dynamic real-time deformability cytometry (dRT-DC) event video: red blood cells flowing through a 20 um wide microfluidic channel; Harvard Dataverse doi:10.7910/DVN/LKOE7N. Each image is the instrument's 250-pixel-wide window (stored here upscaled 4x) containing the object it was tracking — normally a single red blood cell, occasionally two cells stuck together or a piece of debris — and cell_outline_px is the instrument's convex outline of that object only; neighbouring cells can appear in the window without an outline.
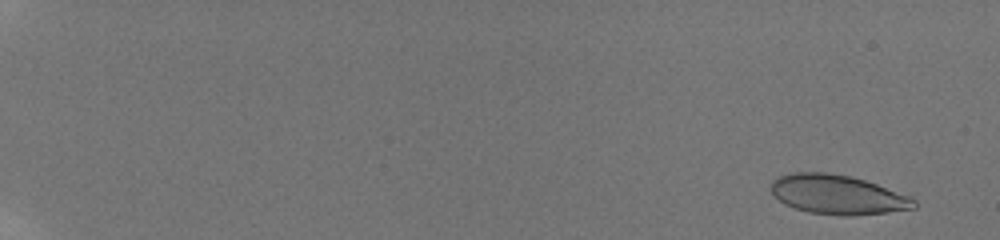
{"species": "human", "species_latin": "Homo sapiens", "temperature_condition": "room temperature", "stored_images_in_passage": 21, "camera_frame_rate_fps": 3000, "um_per_image_px": 0.085, "donor": {"sex": "male"}, "frame": {"image": 1, "passage_image": 2, "time_ms": 0.333, "image_size_px": [1000, 240], "cell_outline_px": [[916, 208], [888, 212], [852, 216], [844, 216], [808, 212], [784, 204], [768, 188], [772, 180], [780, 176], [792, 172], [828, 172], [852, 176], [912, 196], [916, 200]], "centroid_in_image_um": [71.2, 16.54], "position_along_channel_um": 13.8, "area_um2": 33.06}}
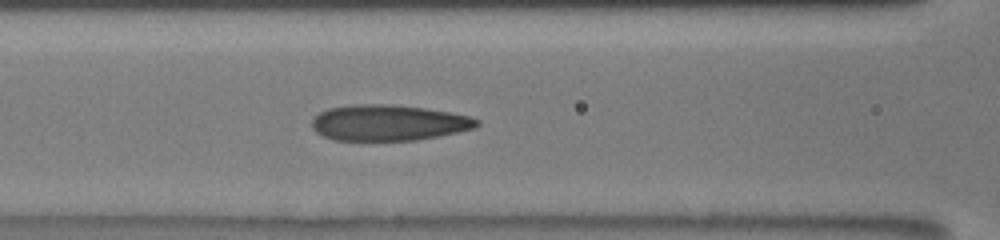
{"frame": {"image": 2, "passage_image": 13, "time_ms": 9.0, "image_size_px": [1000, 240], "cell_outline_px": [[480, 124], [476, 128], [416, 140], [332, 140], [316, 132], [312, 128], [312, 120], [320, 112], [328, 108], [356, 104], [388, 104], [424, 108], [448, 112], [468, 116], [480, 120]], "centroid_in_image_um": [33.01, 10.43], "position_along_channel_um": 133.6, "area_um2": 34.28}}
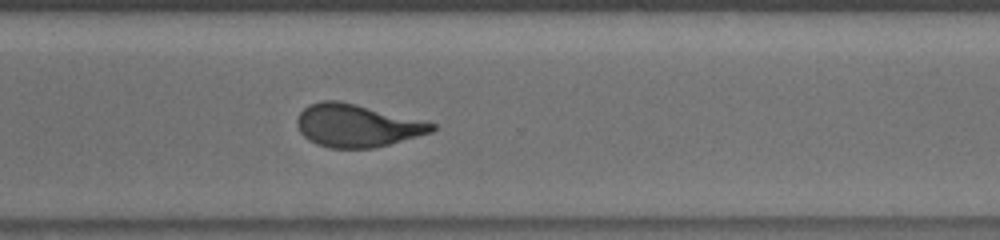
{"frame": {"image": 3, "passage_image": 21, "time_ms": 14.333, "image_size_px": [1000, 240], "cell_outline_px": [[436, 128], [432, 132], [388, 144], [372, 148], [328, 148], [316, 144], [308, 140], [300, 132], [296, 124], [296, 116], [308, 104], [320, 100], [336, 100], [356, 104], [436, 124]], "centroid_in_image_um": [30.26, 10.67], "position_along_channel_um": 340.3, "area_um2": 33.41}}